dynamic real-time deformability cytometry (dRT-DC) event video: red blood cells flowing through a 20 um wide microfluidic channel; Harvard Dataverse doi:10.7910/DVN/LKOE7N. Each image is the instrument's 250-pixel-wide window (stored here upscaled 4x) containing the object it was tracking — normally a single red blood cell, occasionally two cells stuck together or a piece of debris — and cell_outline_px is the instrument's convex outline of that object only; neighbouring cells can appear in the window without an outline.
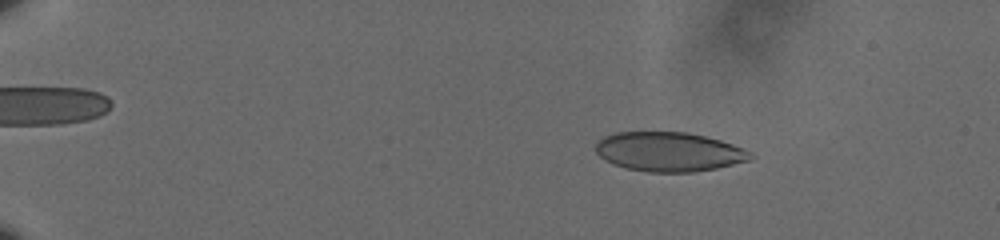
{"species": "human", "species_latin": "Homo sapiens", "temperature_condition": "cold", "stored_images_in_passage": 50, "camera_frame_rate_fps": 3000, "um_per_image_px": 0.085, "donor": {"sex": "male"}, "frame": {"image": 1, "passage_image": 1, "time_ms": 0.0, "image_size_px": [1000, 240], "cell_outline_px": [[756, 156], [752, 160], [716, 168], [692, 172], [648, 172], [624, 168], [612, 164], [604, 160], [596, 152], [596, 140], [604, 136], [616, 132], [688, 132], [720, 140], [732, 144], [752, 152]], "centroid_in_image_um": [56.86, 12.9], "position_along_channel_um": 28.1, "area_um2": 35.78}}
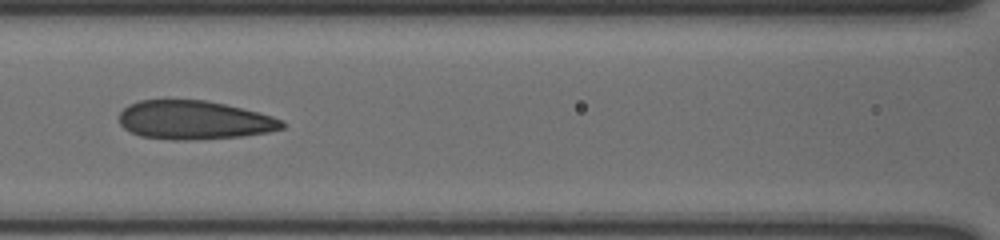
{"frame": {"image": 2, "passage_image": 21, "time_ms": 6.667, "image_size_px": [1000, 240], "cell_outline_px": [[284, 128], [268, 132], [244, 136], [188, 140], [172, 140], [140, 136], [124, 128], [120, 124], [120, 112], [128, 104], [140, 100], [204, 100], [224, 104], [272, 116], [284, 120]], "centroid_in_image_um": [16.49, 10.21], "position_along_channel_um": 150.1, "area_um2": 36.65}}
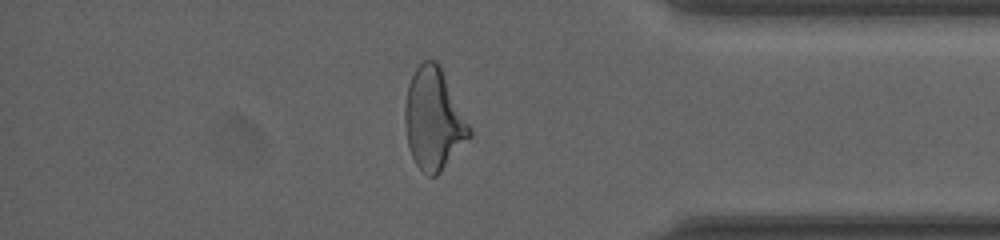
{"frame": {"image": 3, "passage_image": 43, "time_ms": 14.0, "image_size_px": [1000, 240], "cell_outline_px": [[472, 136], [440, 172], [436, 176], [428, 176], [416, 164], [412, 156], [408, 144], [404, 124], [404, 104], [408, 84], [416, 68], [424, 60], [436, 60], [440, 64], [472, 128]], "centroid_in_image_um": [36.87, 10.11], "position_along_channel_um": 398.3, "area_um2": 38.38}, "authors_computed_cell_mechanics": {"area_um2": 36.9342, "velocity_mm_per_s": 3.5928, "shape_relaxation_time_tau1_ms": 11.3672, "shape_relaxation_time_tau2_ms": 1.4204, "deformation_change_tau1": 0.292, "deformation_change_tau2": 0.0995}}